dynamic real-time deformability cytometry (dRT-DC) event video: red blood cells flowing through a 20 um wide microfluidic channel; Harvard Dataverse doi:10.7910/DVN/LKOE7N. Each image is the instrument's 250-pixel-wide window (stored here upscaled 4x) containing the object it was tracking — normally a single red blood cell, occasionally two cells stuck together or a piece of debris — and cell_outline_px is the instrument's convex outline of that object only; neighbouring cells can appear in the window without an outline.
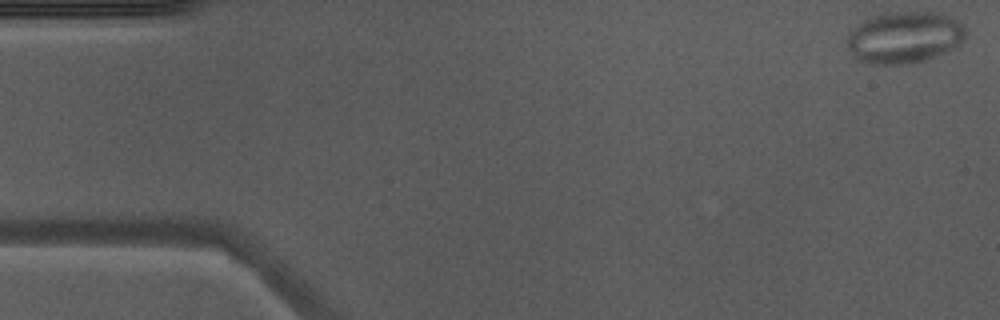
{"species": "Egyptian fruit bat (a non-hibernating species)", "species_latin": "Rousettus aegyptiacus", "temperature_condition": "warm", "stored_images_in_passage": 10, "camera_frame_rate_fps": 3000, "um_per_image_px": 0.085, "animal": {"sex": "male"}, "frame": {"image": 1, "passage_image": 1, "time_ms": 0.0, "image_size_px": [1000, 320], "cell_outline_px": [[964, 40], [960, 44], [944, 52], [924, 60], [900, 64], [868, 64], [860, 60], [848, 48], [844, 40], [848, 32], [856, 24], [872, 16], [888, 12], [936, 12], [948, 16], [964, 24]], "centroid_in_image_um": [76.82, 3.16], "position_along_channel_um": 8.2, "area_um2": 35.66}}